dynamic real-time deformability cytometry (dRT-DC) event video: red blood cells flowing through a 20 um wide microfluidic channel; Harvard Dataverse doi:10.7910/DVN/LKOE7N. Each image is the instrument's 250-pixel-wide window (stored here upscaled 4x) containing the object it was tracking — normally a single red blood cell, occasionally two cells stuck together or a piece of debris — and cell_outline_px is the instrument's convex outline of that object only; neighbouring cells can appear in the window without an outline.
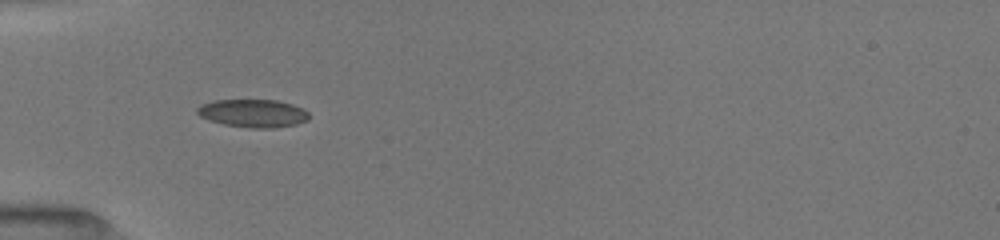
{"species": "common noctule bat (a hibernating species)", "species_latin": "Nyctalus noctula", "temperature_condition": "room temperature", "stored_images_in_passage": 35, "camera_frame_rate_fps": 3000, "um_per_image_px": 0.085, "animal": {"sex": "female", "body_mass_g": 19.5, "forearm_length_mm": 54.1}, "frame": {"image": 1, "passage_image": 1, "time_ms": 0.0, "image_size_px": [1000, 240], "cell_outline_px": [[308, 120], [296, 124], [276, 128], [252, 128], [224, 124], [208, 120], [200, 116], [196, 112], [196, 108], [200, 104], [216, 100], [276, 100], [292, 104], [304, 108], [308, 112]], "centroid_in_image_um": [21.5, 9.63], "position_along_channel_um": 63.5, "area_um2": 18.32}}
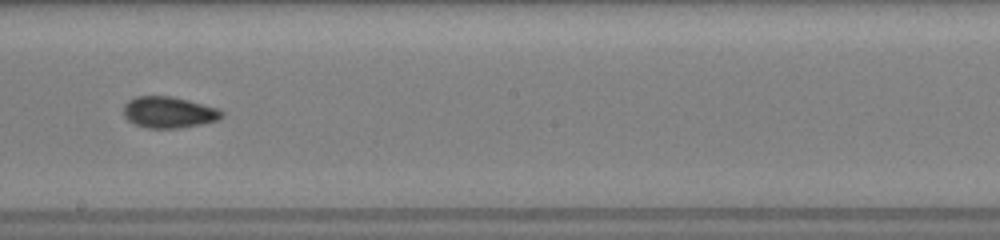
{"frame": {"image": 2, "passage_image": 14, "time_ms": 4.333, "image_size_px": [1000, 240], "cell_outline_px": [[224, 116], [216, 120], [200, 124], [180, 128], [148, 128], [136, 124], [128, 120], [124, 116], [124, 104], [128, 100], [136, 96], [172, 96], [188, 100], [216, 108], [224, 112]], "centroid_in_image_um": [14.33, 9.54], "position_along_channel_um": 233.9, "area_um2": 17.8}}
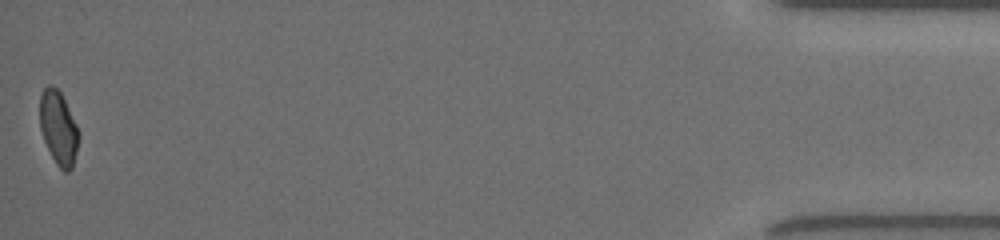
{"frame": {"image": 3, "passage_image": 35, "time_ms": 11.333, "image_size_px": [1000, 240], "cell_outline_px": [[80, 136], [72, 168], [68, 172], [64, 172], [56, 164], [44, 140], [40, 128], [40, 96], [44, 88], [48, 84], [52, 84], [60, 92], [80, 132]], "centroid_in_image_um": [4.97, 10.88], "position_along_channel_um": 430.2, "area_um2": 16.59}, "authors_computed_cell_mechanics": {"area_um2": 17.4556, "velocity_mm_per_s": 4.0267, "shape_relaxation_time_tau1_ms": null, "shape_relaxation_time_tau2_ms": 2.3827, "deformation_change_tau1": null, "deformation_change_tau2": 0.0529}}